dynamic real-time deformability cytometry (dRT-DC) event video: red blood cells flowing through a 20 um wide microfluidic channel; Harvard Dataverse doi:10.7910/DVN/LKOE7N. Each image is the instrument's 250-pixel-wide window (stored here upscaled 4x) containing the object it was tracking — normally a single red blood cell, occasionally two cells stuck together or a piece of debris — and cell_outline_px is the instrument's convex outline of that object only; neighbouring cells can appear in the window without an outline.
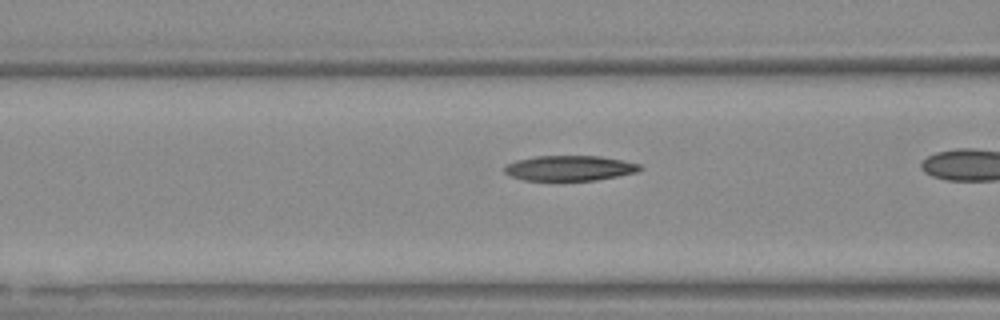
{"species": "Egyptian fruit bat (a non-hibernating species)", "species_latin": "Rousettus aegyptiacus", "temperature_condition": "warm", "stored_images_in_passage": 36, "camera_frame_rate_fps": 3000, "um_per_image_px": 0.085, "animal": {"sex": "female"}, "frame": {"image": 1, "passage_image": 16, "time_ms": 5.0, "image_size_px": [1000, 320], "cell_outline_px": [[644, 168], [636, 172], [596, 180], [524, 180], [512, 176], [504, 172], [504, 168], [508, 164], [516, 160], [536, 156], [600, 156], [640, 164]], "centroid_in_image_um": [48.42, 14.29], "position_along_channel_um": 118.2, "area_um2": 19.65}}